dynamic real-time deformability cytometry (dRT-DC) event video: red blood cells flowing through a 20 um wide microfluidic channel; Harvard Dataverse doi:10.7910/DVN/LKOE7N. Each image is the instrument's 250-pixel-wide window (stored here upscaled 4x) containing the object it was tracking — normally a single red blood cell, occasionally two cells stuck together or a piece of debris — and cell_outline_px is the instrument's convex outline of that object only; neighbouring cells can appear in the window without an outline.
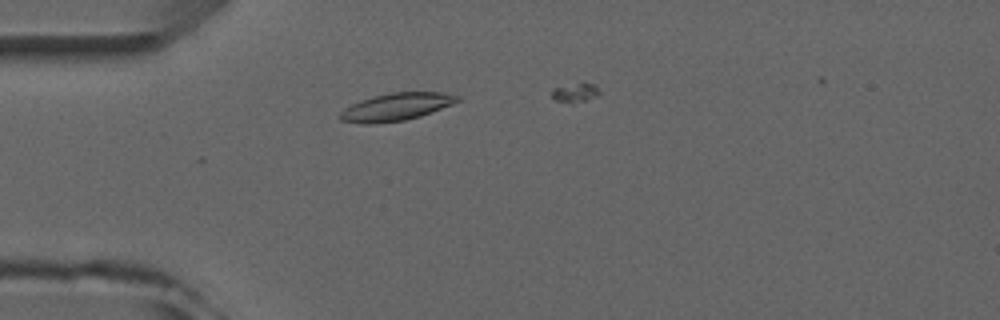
{"species": "common noctule bat (a hibernating species)", "species_latin": "Nyctalus noctula", "temperature_condition": "room temperature", "stored_images_in_passage": 5, "camera_frame_rate_fps": 3000, "um_per_image_px": 0.085, "animal": {"sex": "male", "forearm_length_mm": 52.5}, "frame": {"image": 1, "passage_image": 4, "time_ms": 3.333, "image_size_px": [1000, 320], "cell_outline_px": [[460, 100], [452, 104], [420, 116], [404, 120], [368, 124], [360, 124], [340, 120], [336, 116], [344, 108], [360, 100], [372, 96], [392, 92], [444, 92], [460, 96]], "centroid_in_image_um": [33.63, 9.08], "position_along_channel_um": 51.4, "area_um2": 18.9}}